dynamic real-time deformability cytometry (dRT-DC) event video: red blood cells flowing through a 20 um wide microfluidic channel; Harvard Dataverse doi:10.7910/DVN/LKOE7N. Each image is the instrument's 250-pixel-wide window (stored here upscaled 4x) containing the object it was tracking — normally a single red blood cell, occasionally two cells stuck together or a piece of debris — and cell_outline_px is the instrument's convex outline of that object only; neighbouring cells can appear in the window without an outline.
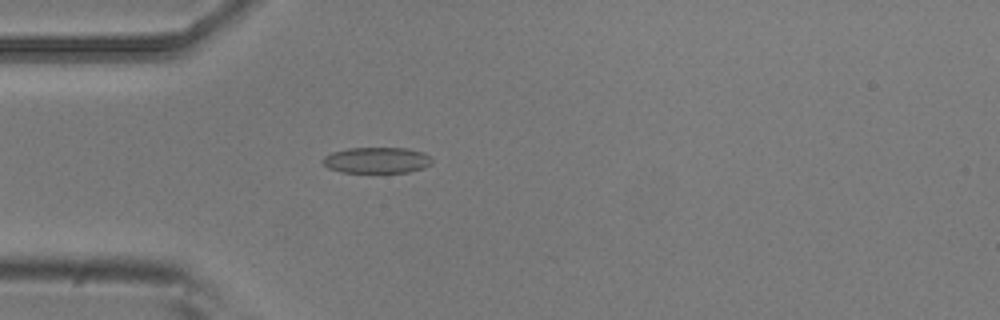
{"species": "common noctule bat (a hibernating species)", "species_latin": "Nyctalus noctula", "temperature_condition": "room temperature", "stored_images_in_passage": 5, "camera_frame_rate_fps": 3000, "um_per_image_px": 0.085, "animal": {"sex": "male", "body_mass_g": 20.5, "forearm_length_mm": 52.5}, "frame": {"image": 1, "passage_image": 5, "time_ms": 1.333, "image_size_px": [1000, 320], "cell_outline_px": [[432, 164], [424, 168], [408, 172], [340, 172], [328, 168], [320, 160], [324, 156], [332, 152], [348, 148], [408, 148], [424, 152], [432, 160]], "centroid_in_image_um": [32.02, 13.61], "position_along_channel_um": 53.0, "area_um2": 16.65}}